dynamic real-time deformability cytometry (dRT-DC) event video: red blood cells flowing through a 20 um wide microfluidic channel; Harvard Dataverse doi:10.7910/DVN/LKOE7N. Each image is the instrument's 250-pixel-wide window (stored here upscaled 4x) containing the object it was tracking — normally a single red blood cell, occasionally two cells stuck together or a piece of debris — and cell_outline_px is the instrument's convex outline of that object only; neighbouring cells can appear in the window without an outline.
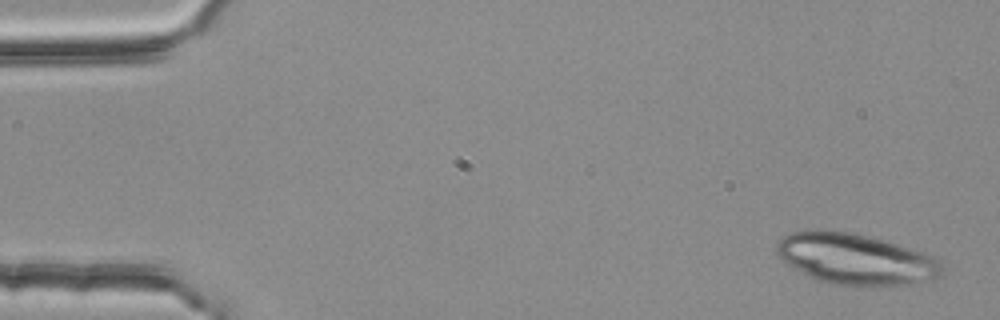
{"species": "common noctule bat (a hibernating species)", "species_latin": "Nyctalus noctula", "temperature_condition": "room temperature", "stored_images_in_passage": 4, "camera_frame_rate_fps": 3000, "um_per_image_px": 0.085, "animal": {"sex": "female", "body_mass_g": 25.1}, "frame": {"image": 1, "passage_image": 1, "time_ms": 0.0, "image_size_px": [1000, 320], "cell_outline_px": [[944, 276], [916, 284], [832, 284], [816, 280], [788, 264], [776, 252], [776, 244], [784, 236], [792, 232], [804, 228], [848, 232], [868, 236], [924, 252], [936, 256], [940, 260], [944, 268]], "centroid_in_image_um": [72.77, 22.0], "position_along_channel_um": 12.2, "area_um2": 48.9}}